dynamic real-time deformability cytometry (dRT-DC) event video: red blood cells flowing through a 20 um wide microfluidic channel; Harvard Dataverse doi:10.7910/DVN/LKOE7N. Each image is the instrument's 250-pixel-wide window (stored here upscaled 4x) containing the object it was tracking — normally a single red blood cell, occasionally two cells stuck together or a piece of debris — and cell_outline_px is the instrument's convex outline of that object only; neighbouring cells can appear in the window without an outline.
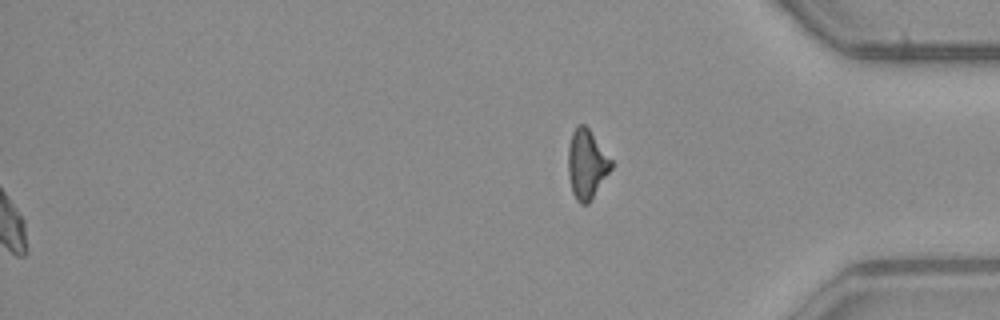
{"species": "common noctule bat (a hibernating species)", "species_latin": "Nyctalus noctula", "temperature_condition": "warm", "stored_images_in_passage": 52, "segment_of_instrument_passage": [2, 2], "camera_frame_rate_fps": 3000, "um_per_image_px": 0.085, "animal": {"sex": "male", "body_mass_g": 23.1, "forearm_length_mm": 52.7}, "frame": {"image": 1, "passage_image": 52, "time_ms": 17.0, "image_size_px": [1000, 320], "cell_outline_px": [[612, 168], [588, 204], [580, 204], [576, 200], [572, 192], [568, 176], [568, 148], [572, 132], [576, 124], [584, 124], [588, 128], [612, 160]], "centroid_in_image_um": [49.85, 13.95], "position_along_channel_um": 385.4, "area_um2": 17.34}}